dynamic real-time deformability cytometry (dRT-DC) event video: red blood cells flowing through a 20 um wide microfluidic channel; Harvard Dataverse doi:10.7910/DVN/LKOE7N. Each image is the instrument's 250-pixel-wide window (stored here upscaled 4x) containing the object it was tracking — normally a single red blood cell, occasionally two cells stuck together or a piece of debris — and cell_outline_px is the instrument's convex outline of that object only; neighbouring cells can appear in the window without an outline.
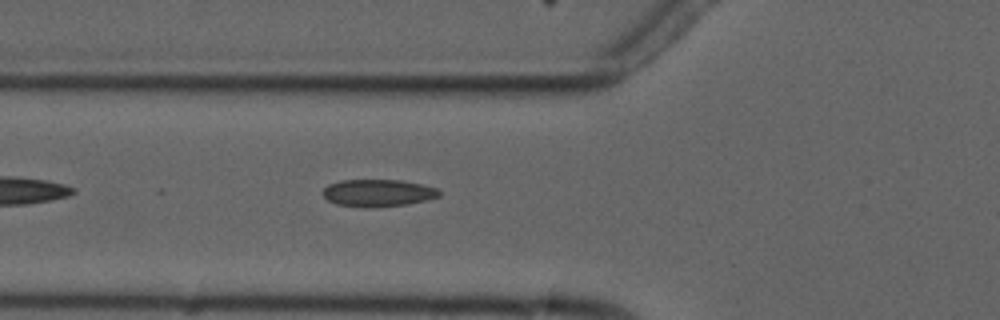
{"species": "common noctule bat (a hibernating species)", "species_latin": "Nyctalus noctula", "temperature_condition": "cold", "stored_images_in_passage": 2, "camera_frame_rate_fps": 3000, "um_per_image_px": 0.085, "animal": {"sex": "male", "forearm_length_mm": 52.5}, "frame": {"image": 1, "passage_image": 2, "time_ms": 1.0, "image_size_px": [1000, 320], "cell_outline_px": [[440, 196], [428, 200], [408, 204], [376, 208], [336, 204], [328, 200], [324, 196], [324, 188], [328, 184], [340, 180], [400, 180], [420, 184], [436, 188], [440, 192]], "centroid_in_image_um": [32.14, 16.4], "position_along_channel_um": 93.7, "area_um2": 18.44}}